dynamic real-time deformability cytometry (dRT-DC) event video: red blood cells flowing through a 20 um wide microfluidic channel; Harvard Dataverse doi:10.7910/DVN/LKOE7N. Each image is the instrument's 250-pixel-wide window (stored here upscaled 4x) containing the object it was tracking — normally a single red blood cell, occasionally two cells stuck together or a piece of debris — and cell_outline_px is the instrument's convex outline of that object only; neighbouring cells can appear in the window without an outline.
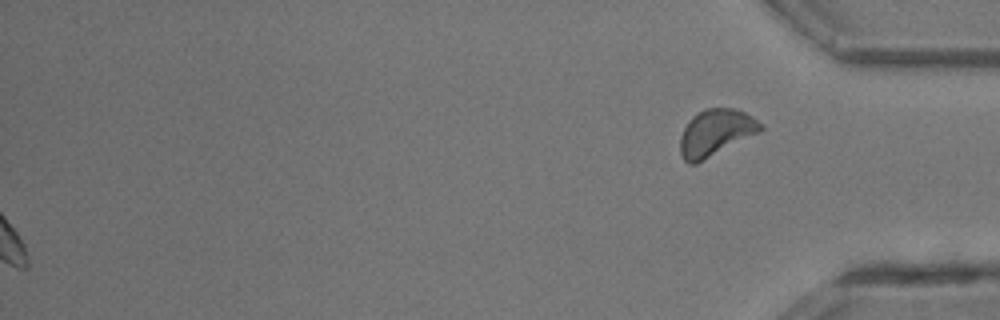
{"species": "common noctule bat (a hibernating species)", "species_latin": "Nyctalus noctula", "temperature_condition": "room temperature", "stored_images_in_passage": 33, "segment_of_instrument_passage": [2, 2], "camera_frame_rate_fps": 3000, "um_per_image_px": 0.085, "animal": {"sex": "male", "body_mass_g": 13.3}, "frame": {"image": 1, "passage_image": 33, "time_ms": 10.667, "image_size_px": [1000, 320], "cell_outline_px": [[764, 128], [760, 132], [696, 164], [688, 164], [684, 160], [680, 152], [680, 136], [688, 120], [692, 116], [704, 108], [736, 108], [752, 116], [764, 124]], "centroid_in_image_um": [60.84, 11.27], "position_along_channel_um": 374.4, "area_um2": 22.02}}